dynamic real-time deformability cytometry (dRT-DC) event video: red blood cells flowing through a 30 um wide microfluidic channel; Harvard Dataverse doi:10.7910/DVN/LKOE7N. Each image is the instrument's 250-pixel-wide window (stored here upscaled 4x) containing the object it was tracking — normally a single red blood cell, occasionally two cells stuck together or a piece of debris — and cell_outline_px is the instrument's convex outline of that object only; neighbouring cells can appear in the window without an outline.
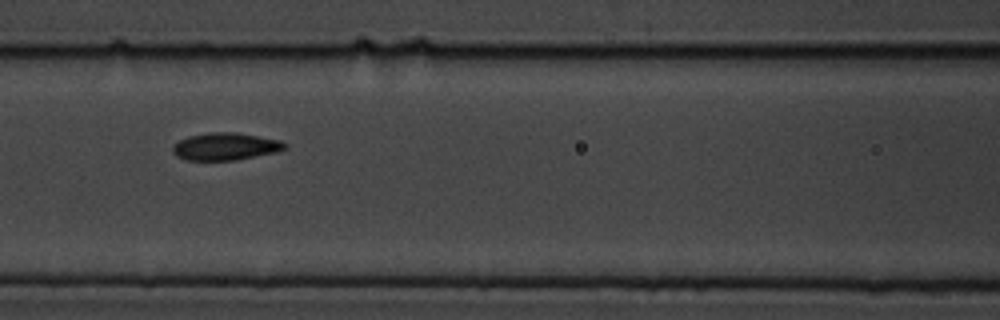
{"species": "common noctule bat (a hibernating species)", "species_latin": "Nyctalus noctula", "temperature_condition": "cold", "stored_images_in_passage": 9, "camera_frame_rate_fps": 3000, "um_per_image_px": 0.085, "animal": {"sex": "male", "body_mass_g": 19.5, "forearm_length_mm": 54.6}, "frame": {"image": 1, "passage_image": 6, "time_ms": 1.667, "image_size_px": [1000, 320], "cell_outline_px": [[288, 148], [276, 152], [236, 160], [188, 160], [176, 156], [172, 152], [172, 148], [180, 140], [188, 136], [208, 132], [236, 132], [280, 140], [288, 144]], "centroid_in_image_um": [19.18, 12.45], "position_along_channel_um": 147.4, "area_um2": 17.92}}
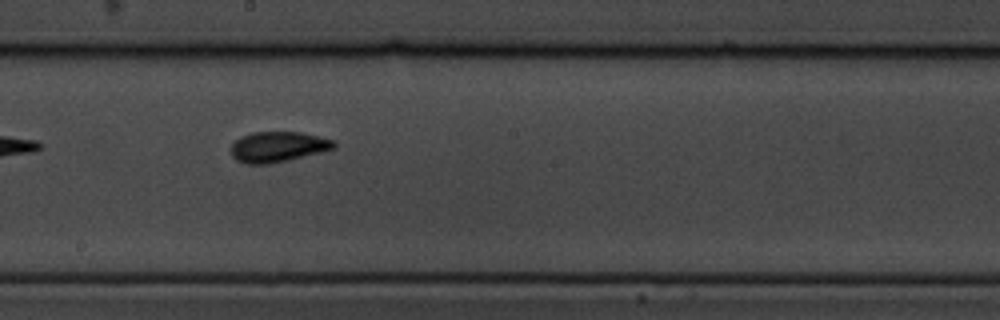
{"frame": {"image": 2, "passage_image": 8, "time_ms": 2.333, "image_size_px": [1000, 320], "cell_outline_px": [[336, 148], [288, 160], [268, 164], [244, 164], [236, 160], [232, 156], [232, 144], [240, 136], [252, 132], [300, 132], [336, 140]], "centroid_in_image_um": [23.62, 12.48], "position_along_channel_um": 224.6, "area_um2": 18.32}}
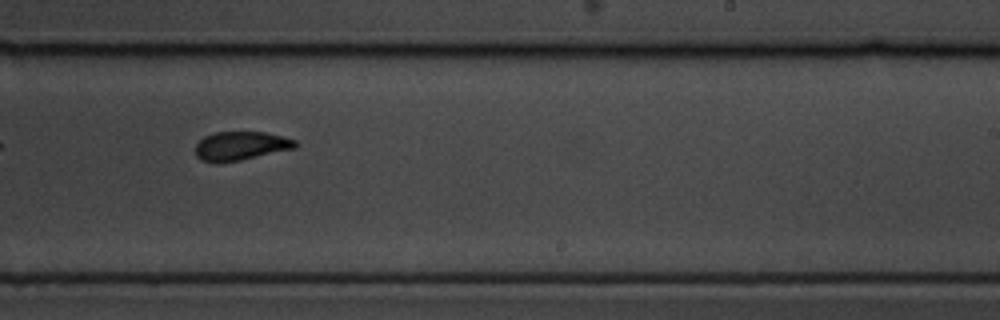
{"frame": {"image": 3, "passage_image": 9, "time_ms": 2.667, "image_size_px": [1000, 320], "cell_outline_px": [[296, 148], [240, 160], [216, 164], [200, 160], [196, 156], [196, 144], [204, 136], [216, 132], [264, 132], [296, 140]], "centroid_in_image_um": [20.42, 12.42], "position_along_channel_um": 268.6, "area_um2": 16.76}}